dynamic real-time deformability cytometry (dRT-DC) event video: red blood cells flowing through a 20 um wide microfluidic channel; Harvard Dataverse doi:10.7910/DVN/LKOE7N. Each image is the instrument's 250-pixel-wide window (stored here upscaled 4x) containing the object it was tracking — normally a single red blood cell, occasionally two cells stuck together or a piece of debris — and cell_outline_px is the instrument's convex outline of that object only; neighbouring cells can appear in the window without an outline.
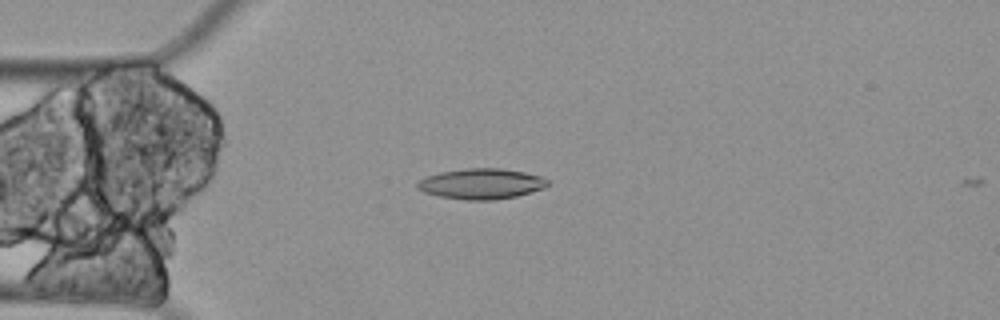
{"species": "Egyptian fruit bat (a non-hibernating species)", "species_latin": "Rousettus aegyptiacus", "temperature_condition": "cold", "stored_images_in_passage": 3, "camera_frame_rate_fps": 3000, "um_per_image_px": 0.085, "animal": {"sex": "female"}, "frame": {"image": 1, "passage_image": 3, "time_ms": 0.667, "image_size_px": [1000, 320], "cell_outline_px": [[548, 184], [544, 188], [516, 196], [496, 200], [464, 200], [440, 196], [424, 192], [416, 188], [416, 184], [420, 180], [428, 176], [440, 172], [468, 168], [500, 168], [524, 172], [540, 176], [548, 180]], "centroid_in_image_um": [40.91, 15.62], "position_along_channel_um": 44.1, "area_um2": 23.06}}